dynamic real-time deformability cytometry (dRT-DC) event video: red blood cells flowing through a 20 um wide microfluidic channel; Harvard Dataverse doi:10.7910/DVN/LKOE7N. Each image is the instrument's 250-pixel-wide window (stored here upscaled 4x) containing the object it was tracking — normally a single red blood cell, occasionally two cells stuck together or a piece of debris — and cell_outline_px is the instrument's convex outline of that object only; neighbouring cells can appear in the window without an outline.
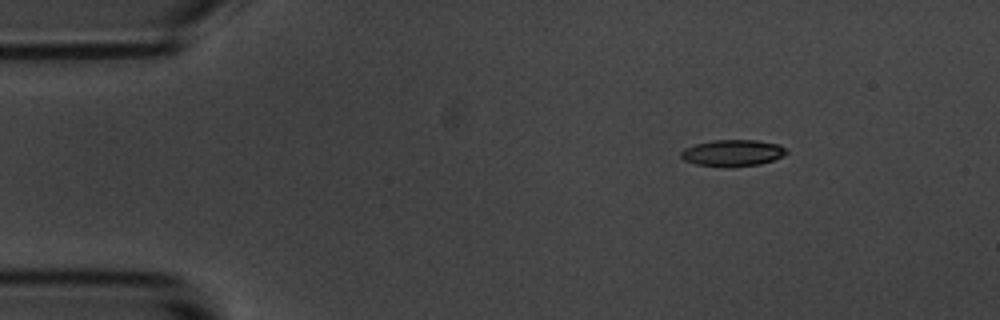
{"species": "common noctule bat (a hibernating species)", "species_latin": "Nyctalus noctula", "temperature_condition": "room temperature", "stored_images_in_passage": 50, "camera_frame_rate_fps": 3000, "um_per_image_px": 0.085, "animal": {"sex": "male", "body_mass_g": 20.1, "forearm_length_mm": 53.5}, "frame": {"image": 1, "passage_image": 1, "time_ms": 0.0, "image_size_px": [1000, 320], "cell_outline_px": [[788, 152], [784, 156], [760, 164], [696, 164], [684, 160], [680, 156], [680, 152], [684, 148], [696, 144], [712, 140], [756, 140], [780, 144]], "centroid_in_image_um": [62.29, 12.94], "position_along_channel_um": 22.7, "area_um2": 15.55}}
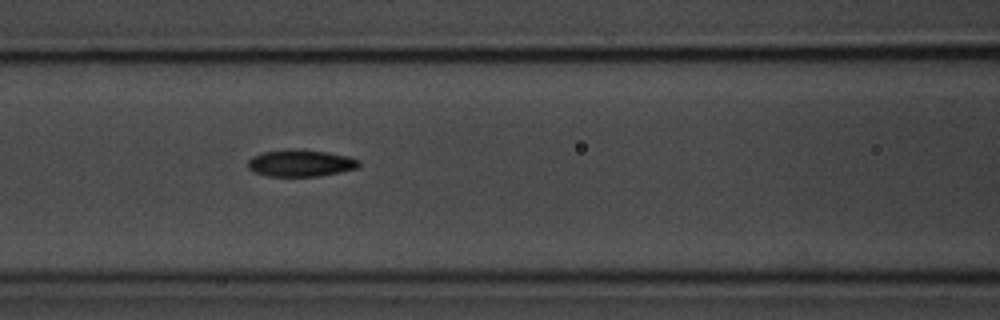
{"frame": {"image": 2, "passage_image": 17, "time_ms": 5.333, "image_size_px": [1000, 320], "cell_outline_px": [[360, 168], [320, 176], [268, 176], [256, 172], [248, 168], [248, 160], [252, 156], [264, 152], [292, 148], [324, 152], [348, 156], [360, 160]], "centroid_in_image_um": [25.58, 13.86], "position_along_channel_um": 141.0, "area_um2": 17.4}}
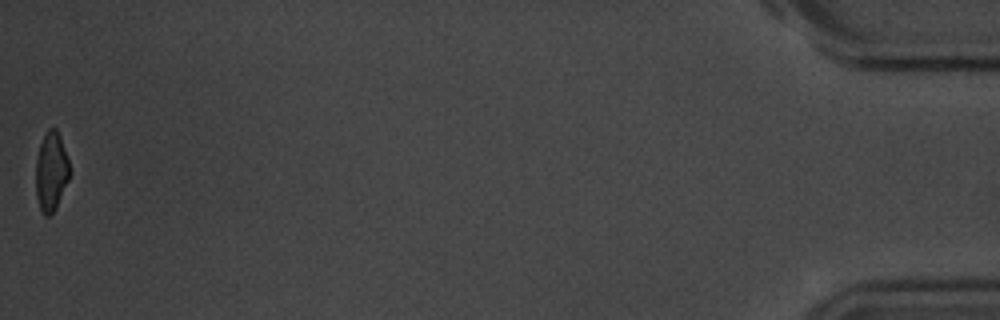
{"frame": {"image": 3, "passage_image": 50, "time_ms": 16.333, "image_size_px": [1000, 320], "cell_outline_px": [[72, 172], [56, 208], [52, 216], [44, 216], [40, 208], [36, 196], [36, 160], [40, 144], [48, 128], [56, 128], [60, 136]], "centroid_in_image_um": [4.36, 14.61], "position_along_channel_um": 430.8, "area_um2": 15.72}, "authors_computed_cell_mechanics": {"area_um2": 17.0799, "velocity_mm_per_s": 3.527, "shape_relaxation_time_tau1_ms": 3.1351, "shape_relaxation_time_tau2_ms": 3.7877, "deformation_change_tau1": 0.1394, "deformation_change_tau2": 0.0758}}